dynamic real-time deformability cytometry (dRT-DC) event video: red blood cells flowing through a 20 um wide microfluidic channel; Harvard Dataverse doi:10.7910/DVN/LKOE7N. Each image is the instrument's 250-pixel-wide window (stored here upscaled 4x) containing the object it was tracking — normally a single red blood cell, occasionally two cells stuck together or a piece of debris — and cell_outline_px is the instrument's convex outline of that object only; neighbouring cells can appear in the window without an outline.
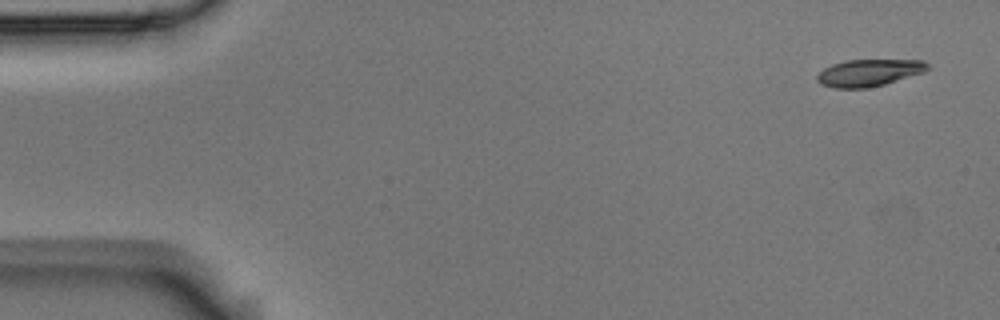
{"species": "Egyptian fruit bat (a non-hibernating species)", "species_latin": "Rousettus aegyptiacus", "temperature_condition": "room temperature", "stored_images_in_passage": 53, "camera_frame_rate_fps": 3000, "um_per_image_px": 0.085, "animal": {"sex": "male"}, "frame": {"image": 1, "passage_image": 1, "time_ms": 0.0, "image_size_px": [1000, 320], "cell_outline_px": [[932, 68], [924, 72], [884, 84], [864, 88], [832, 88], [820, 84], [816, 80], [816, 76], [824, 68], [832, 64], [844, 60], [924, 60]], "centroid_in_image_um": [73.85, 6.18], "position_along_channel_um": 11.1, "area_um2": 17.46}}
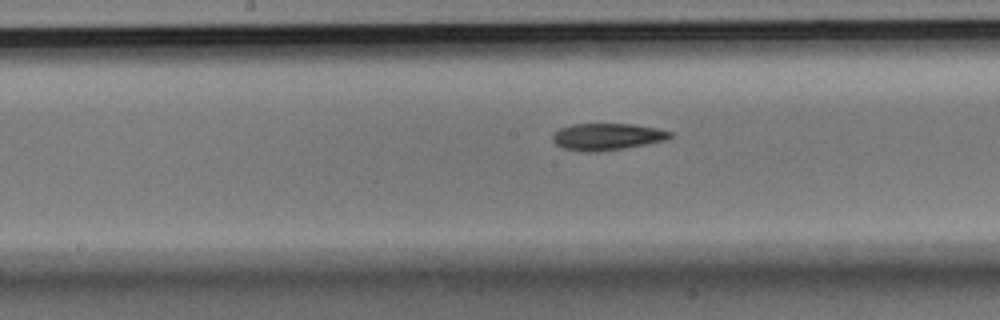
{"frame": {"image": 2, "passage_image": 26, "time_ms": 8.333, "image_size_px": [1000, 320], "cell_outline_px": [[672, 136], [664, 140], [624, 148], [596, 152], [588, 152], [564, 148], [556, 144], [552, 140], [552, 136], [560, 128], [572, 124], [636, 124], [656, 128], [672, 132]], "centroid_in_image_um": [51.59, 11.61], "position_along_channel_um": 196.6, "area_um2": 18.15}}
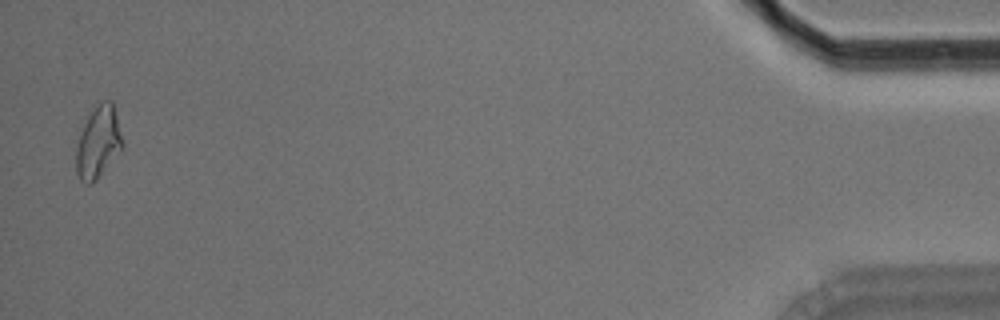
{"frame": {"image": 3, "passage_image": 52, "time_ms": 17.0, "image_size_px": [1000, 320], "cell_outline_px": [[124, 148], [96, 180], [88, 184], [84, 184], [80, 180], [76, 172], [76, 148], [80, 132], [88, 116], [104, 100], [112, 100], [124, 144]], "centroid_in_image_um": [8.36, 12.14], "position_along_channel_um": 426.8, "area_um2": 19.31}, "authors_computed_cell_mechanics": {"area_um2": 18.207, "velocity_mm_per_s": 3.6861, "shape_relaxation_time_tau1_ms": 5.6322, "shape_relaxation_time_tau2_ms": 5.3653, "deformation_change_tau1": 0.1553, "deformation_change_tau2": 0.1238}}